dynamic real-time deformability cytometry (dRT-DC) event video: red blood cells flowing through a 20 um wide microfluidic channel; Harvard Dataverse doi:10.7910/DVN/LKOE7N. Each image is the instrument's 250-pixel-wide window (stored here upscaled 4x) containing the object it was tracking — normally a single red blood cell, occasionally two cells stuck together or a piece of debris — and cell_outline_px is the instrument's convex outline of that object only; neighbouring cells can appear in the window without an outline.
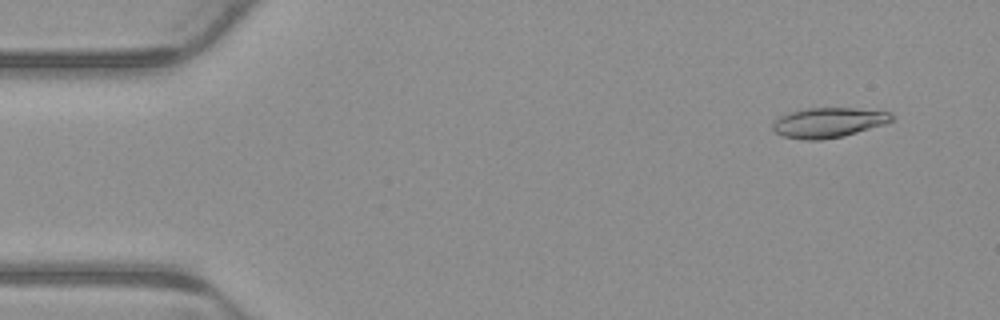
{"species": "common noctule bat (a hibernating species)", "species_latin": "Nyctalus noctula", "temperature_condition": "warm", "stored_images_in_passage": 4, "camera_frame_rate_fps": 3000, "um_per_image_px": 0.085, "animal": {"sex": "male", "body_mass_g": 23.1, "forearm_length_mm": 52.7}, "frame": {"image": 1, "passage_image": 1, "time_ms": 0.0, "image_size_px": [1000, 320], "cell_outline_px": [[896, 116], [892, 120], [884, 124], [844, 136], [820, 140], [804, 140], [780, 136], [772, 128], [772, 120], [788, 112], [808, 108], [856, 108], [892, 112]], "centroid_in_image_um": [70.4, 10.41], "position_along_channel_um": 14.6, "area_um2": 21.04}}
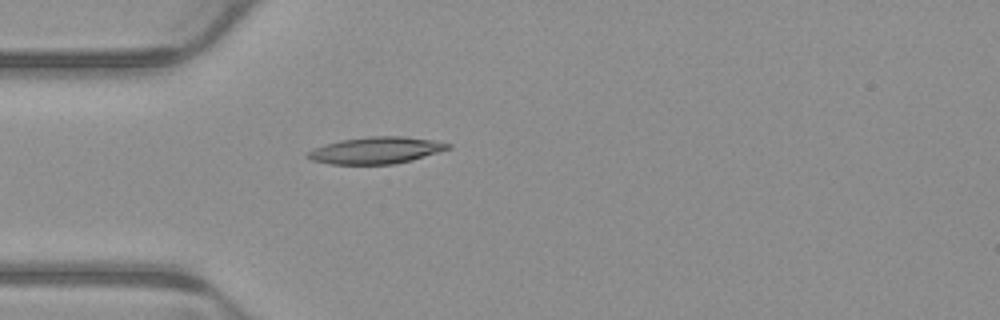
{"frame": {"image": 2, "passage_image": 4, "time_ms": 1.0, "image_size_px": [1000, 320], "cell_outline_px": [[452, 148], [412, 160], [392, 164], [332, 164], [312, 160], [304, 156], [312, 148], [324, 144], [340, 140], [368, 136], [404, 136], [432, 140], [452, 144]], "centroid_in_image_um": [31.95, 12.77], "position_along_channel_um": 53.1, "area_um2": 21.96}}